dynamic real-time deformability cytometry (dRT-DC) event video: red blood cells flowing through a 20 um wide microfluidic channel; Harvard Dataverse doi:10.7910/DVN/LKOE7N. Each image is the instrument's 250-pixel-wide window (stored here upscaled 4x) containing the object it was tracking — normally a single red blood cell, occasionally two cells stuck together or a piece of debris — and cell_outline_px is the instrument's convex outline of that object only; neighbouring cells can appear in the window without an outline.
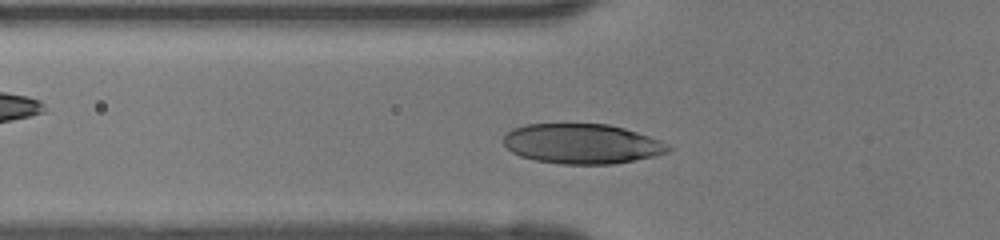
{"species": "human", "species_latin": "Homo sapiens", "temperature_condition": "room temperature", "stored_images_in_passage": 29, "camera_frame_rate_fps": 3000, "um_per_image_px": 0.085, "donor": {"sex": "female"}, "frame": {"image": 1, "passage_image": 6, "time_ms": 1.667, "image_size_px": [1000, 240], "cell_outline_px": [[672, 148], [668, 152], [652, 156], [612, 164], [560, 164], [536, 160], [520, 156], [512, 152], [504, 144], [504, 136], [512, 128], [524, 124], [608, 124], [624, 128], [660, 140]], "centroid_in_image_um": [49.43, 12.22], "position_along_channel_um": 76.4, "area_um2": 38.09}}
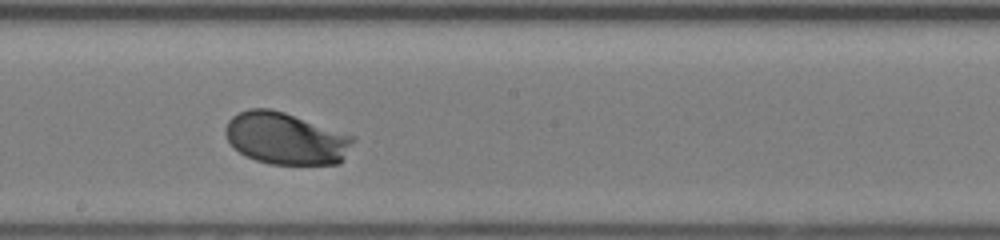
{"frame": {"image": 2, "passage_image": 16, "time_ms": 5.0, "image_size_px": [1000, 240], "cell_outline_px": [[356, 140], [340, 164], [272, 164], [256, 160], [240, 152], [228, 140], [224, 132], [224, 128], [228, 120], [232, 116], [248, 108], [268, 108], [284, 112], [352, 136]], "centroid_in_image_um": [24.28, 11.77], "position_along_channel_um": 223.9, "area_um2": 38.32}}
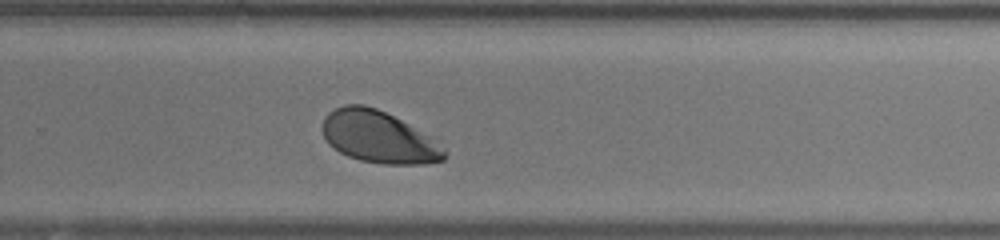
{"frame": {"image": 3, "passage_image": 21, "time_ms": 6.667, "image_size_px": [1000, 240], "cell_outline_px": [[448, 156], [444, 160], [424, 164], [384, 164], [360, 160], [348, 156], [340, 152], [328, 144], [320, 128], [324, 116], [328, 112], [344, 104], [364, 104], [376, 108], [436, 136], [448, 152]], "centroid_in_image_um": [32.25, 11.64], "position_along_channel_um": 297.6, "area_um2": 37.86}}